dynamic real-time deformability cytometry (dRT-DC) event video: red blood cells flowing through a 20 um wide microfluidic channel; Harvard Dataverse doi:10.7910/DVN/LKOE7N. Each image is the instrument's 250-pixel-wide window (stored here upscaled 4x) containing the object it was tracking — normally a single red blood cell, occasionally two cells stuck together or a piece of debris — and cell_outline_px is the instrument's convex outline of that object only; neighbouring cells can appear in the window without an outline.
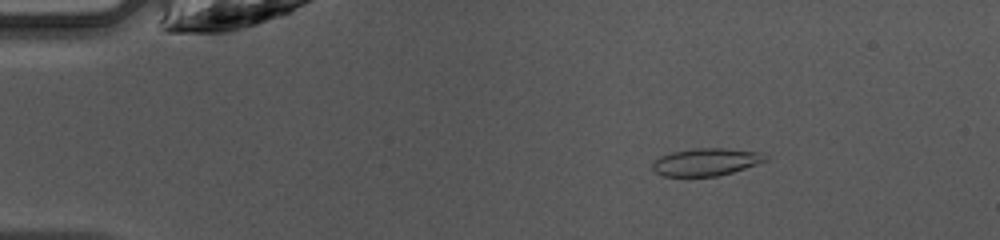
{"species": "common noctule bat (a hibernating species)", "species_latin": "Nyctalus noctula", "temperature_condition": "warm", "stored_images_in_passage": 9, "camera_frame_rate_fps": 3000, "um_per_image_px": 0.085, "animal": {"sex": "female", "body_mass_g": 10.0, "forearm_length_mm": 53.1}, "frame": {"image": 1, "passage_image": 2, "time_ms": 0.333, "image_size_px": [1000, 240], "cell_outline_px": [[768, 160], [732, 172], [716, 176], [664, 176], [656, 172], [652, 168], [652, 164], [660, 156], [672, 152], [696, 148], [724, 148], [760, 152], [768, 156]], "centroid_in_image_um": [60.02, 13.76], "position_along_channel_um": 25.0, "area_um2": 17.92}}